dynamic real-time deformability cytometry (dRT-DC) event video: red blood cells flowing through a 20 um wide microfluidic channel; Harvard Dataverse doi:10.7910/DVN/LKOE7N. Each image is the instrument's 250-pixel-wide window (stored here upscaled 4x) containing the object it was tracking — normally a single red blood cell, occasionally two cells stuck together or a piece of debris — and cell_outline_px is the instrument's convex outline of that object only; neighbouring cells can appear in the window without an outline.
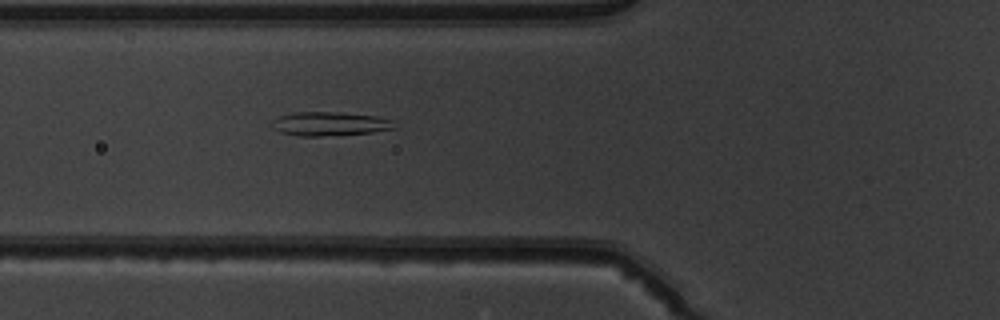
{"species": "common noctule bat (a hibernating species)", "species_latin": "Nyctalus noctula", "temperature_condition": "warm", "stored_images_in_passage": 38, "camera_frame_rate_fps": 3000, "um_per_image_px": 0.085, "animal": {"sex": "male", "body_mass_g": 19.5, "forearm_length_mm": 54.6}, "frame": {"image": 1, "passage_image": 7, "time_ms": 2.0, "image_size_px": [1000, 320], "cell_outline_px": [[396, 128], [372, 132], [320, 136], [300, 136], [280, 132], [272, 128], [272, 120], [276, 116], [296, 112], [340, 112], [376, 116], [392, 120]], "centroid_in_image_um": [27.98, 10.51], "position_along_channel_um": 97.8, "area_um2": 17.05}}
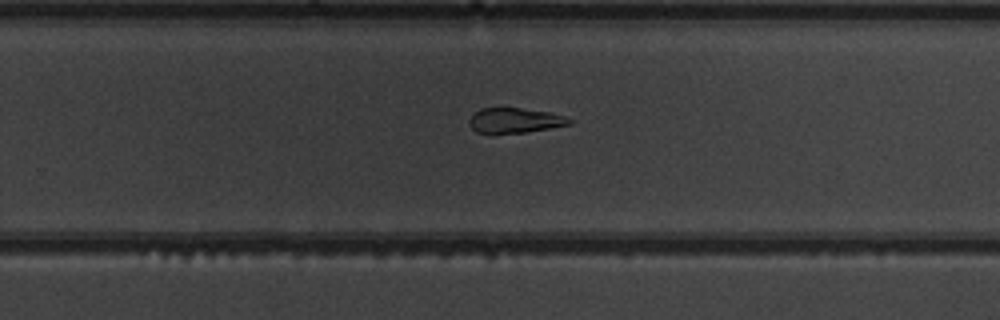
{"frame": {"image": 2, "passage_image": 21, "time_ms": 6.667, "image_size_px": [1000, 320], "cell_outline_px": [[572, 124], [552, 128], [528, 132], [492, 136], [476, 132], [468, 124], [468, 120], [480, 108], [520, 108], [548, 112], [564, 116], [572, 120]], "centroid_in_image_um": [43.72, 10.28], "position_along_channel_um": 286.1, "area_um2": 15.14}}
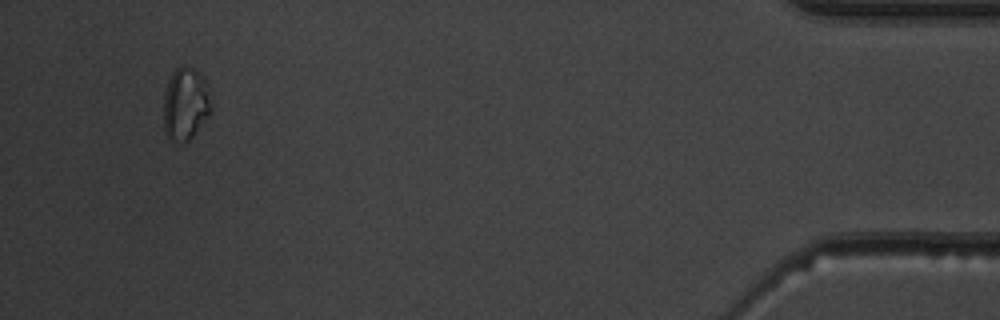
{"frame": {"image": 3, "passage_image": 36, "time_ms": 11.667, "image_size_px": [1000, 320], "cell_outline_px": [[212, 112], [192, 136], [188, 140], [168, 140], [164, 132], [164, 92], [168, 80], [172, 72], [176, 68], [184, 64], [200, 72], [204, 76], [208, 84], [212, 108]], "centroid_in_image_um": [15.78, 8.78], "position_along_channel_um": 419.4, "area_um2": 20.46}, "authors_computed_cell_mechanics": {"area_um2": 16.5886, "velocity_mm_per_s": 4.0459, "shape_relaxation_time_tau1_ms": 9.0746, "shape_relaxation_time_tau2_ms": 5.1019, "deformation_change_tau1": 0.2303, "deformation_change_tau2": 0.1196}}